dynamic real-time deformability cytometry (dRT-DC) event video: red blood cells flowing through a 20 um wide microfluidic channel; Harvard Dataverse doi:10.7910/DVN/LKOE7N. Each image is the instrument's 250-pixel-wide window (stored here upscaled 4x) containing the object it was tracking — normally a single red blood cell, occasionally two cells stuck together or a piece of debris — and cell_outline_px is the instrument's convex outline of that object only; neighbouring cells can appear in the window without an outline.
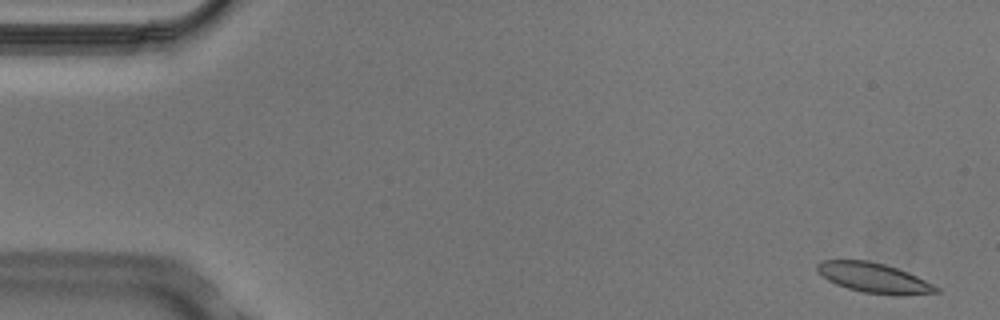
{"species": "Egyptian fruit bat (a non-hibernating species)", "species_latin": "Rousettus aegyptiacus", "temperature_condition": "cold", "stored_images_in_passage": 8, "camera_frame_rate_fps": 3000, "um_per_image_px": 0.085, "animal": {"sex": "male"}, "frame": {"image": 1, "passage_image": 1, "time_ms": 0.0, "image_size_px": [1000, 320], "cell_outline_px": [[940, 292], [892, 296], [864, 292], [848, 288], [836, 284], [828, 280], [816, 268], [816, 264], [820, 260], [868, 260], [884, 264], [908, 272], [940, 288]], "centroid_in_image_um": [74.28, 23.62], "position_along_channel_um": 10.7, "area_um2": 20.58}}
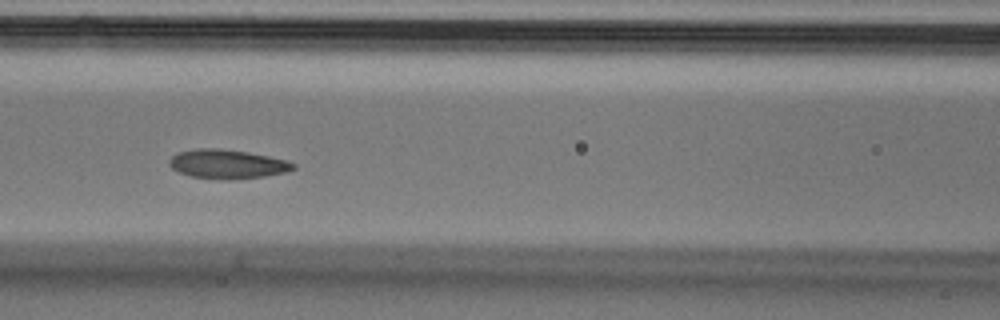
{"frame": {"image": 2, "passage_image": 7, "time_ms": 2.0, "image_size_px": [1000, 320], "cell_outline_px": [[296, 168], [288, 172], [264, 176], [228, 180], [220, 180], [192, 176], [180, 172], [172, 168], [168, 164], [168, 160], [176, 152], [196, 148], [220, 148], [248, 152], [268, 156], [284, 160], [296, 164]], "centroid_in_image_um": [19.3, 13.94], "position_along_channel_um": 147.3, "area_um2": 21.15}}
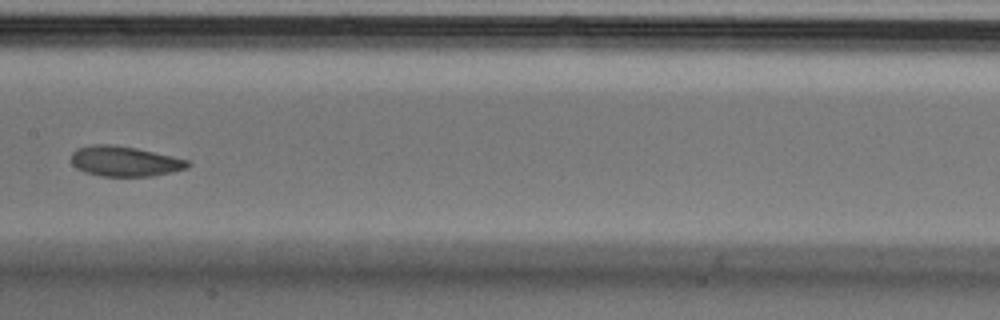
{"frame": {"image": 3, "passage_image": 8, "time_ms": 2.333, "image_size_px": [1000, 320], "cell_outline_px": [[192, 164], [188, 168], [172, 172], [152, 176], [100, 176], [84, 172], [76, 168], [72, 164], [72, 152], [76, 148], [92, 144], [112, 144], [136, 148], [172, 156], [188, 160]], "centroid_in_image_um": [10.59, 13.71], "position_along_channel_um": 196.8, "area_um2": 20.63}}